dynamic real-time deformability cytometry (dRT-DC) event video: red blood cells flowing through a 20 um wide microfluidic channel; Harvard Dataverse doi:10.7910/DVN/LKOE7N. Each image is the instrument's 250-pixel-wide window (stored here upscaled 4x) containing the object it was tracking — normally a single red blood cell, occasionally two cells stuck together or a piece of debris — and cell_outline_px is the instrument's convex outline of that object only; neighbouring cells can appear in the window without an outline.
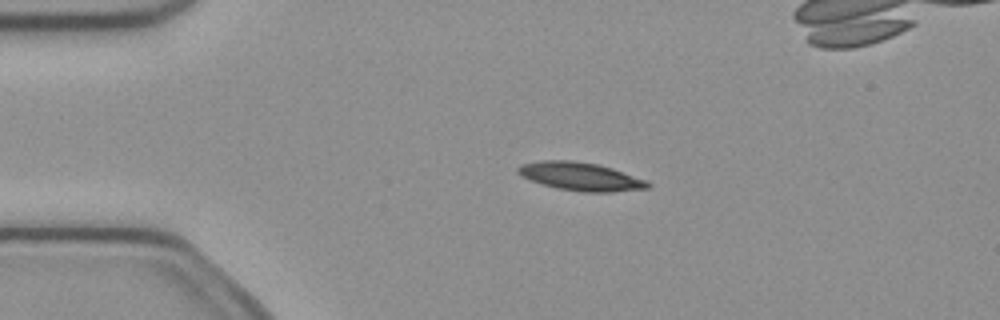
{"species": "common noctule bat (a hibernating species)", "species_latin": "Nyctalus noctula", "temperature_condition": "cold", "stored_images_in_passage": 6, "camera_frame_rate_fps": 3000, "um_per_image_px": 0.085, "animal": {"sex": "female", "body_mass_g": 21.9}, "frame": {"image": 1, "passage_image": 4, "time_ms": 1.0, "image_size_px": [1000, 320], "cell_outline_px": [[652, 184], [648, 188], [612, 192], [584, 192], [556, 188], [520, 176], [516, 172], [516, 168], [520, 164], [540, 160], [572, 160], [600, 164], [648, 180]], "centroid_in_image_um": [49.35, 14.99], "position_along_channel_um": 35.6, "area_um2": 21.56}}